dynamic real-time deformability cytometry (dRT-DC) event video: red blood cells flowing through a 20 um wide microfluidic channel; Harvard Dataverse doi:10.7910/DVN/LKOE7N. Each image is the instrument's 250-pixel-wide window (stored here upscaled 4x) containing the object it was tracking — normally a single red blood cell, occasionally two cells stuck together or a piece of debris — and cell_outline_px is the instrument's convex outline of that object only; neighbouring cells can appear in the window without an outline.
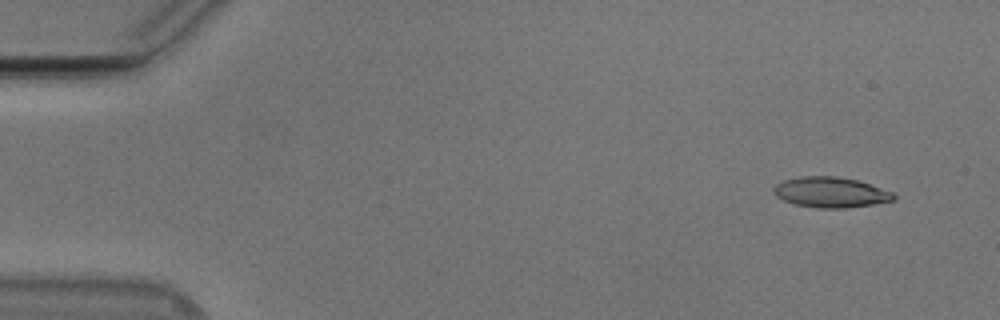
{"species": "Egyptian fruit bat (a non-hibernating species)", "species_latin": "Rousettus aegyptiacus", "temperature_condition": "cold", "stored_images_in_passage": 52, "camera_frame_rate_fps": 3000, "um_per_image_px": 0.085, "animal": {"sex": "male"}, "frame": {"image": 1, "passage_image": 2, "time_ms": 0.333, "image_size_px": [1000, 320], "cell_outline_px": [[896, 200], [872, 204], [844, 208], [820, 208], [796, 204], [784, 200], [776, 196], [772, 192], [772, 188], [776, 184], [784, 180], [800, 176], [836, 176], [856, 180], [892, 192], [896, 196]], "centroid_in_image_um": [70.57, 16.34], "position_along_channel_um": 14.4, "area_um2": 21.1}}
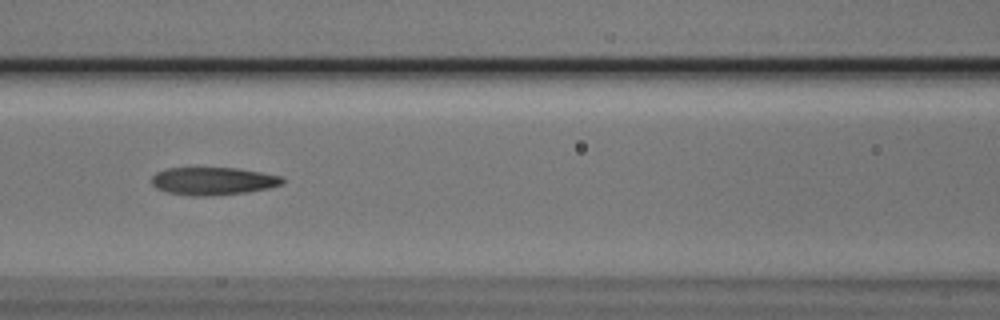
{"frame": {"image": 2, "passage_image": 22, "time_ms": 7.0, "image_size_px": [1000, 320], "cell_outline_px": [[284, 180], [280, 184], [268, 188], [244, 192], [208, 196], [192, 196], [168, 192], [156, 188], [152, 184], [152, 176], [156, 172], [168, 168], [236, 168], [260, 172], [280, 176]], "centroid_in_image_um": [18.06, 15.39], "position_along_channel_um": 148.5, "area_um2": 20.87}}
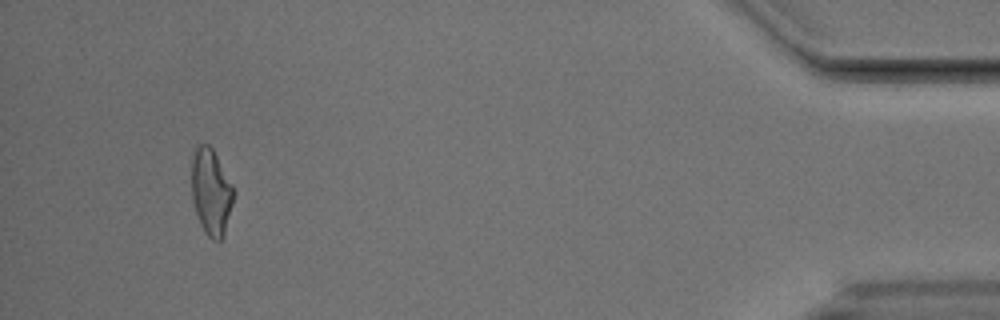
{"frame": {"image": 3, "passage_image": 49, "time_ms": 16.0, "image_size_px": [1000, 320], "cell_outline_px": [[236, 192], [224, 236], [220, 240], [212, 240], [204, 232], [200, 224], [192, 200], [192, 148], [196, 144], [208, 144], [212, 148], [236, 188]], "centroid_in_image_um": [17.96, 16.28], "position_along_channel_um": 417.2, "area_um2": 21.73}, "authors_computed_cell_mechanics": {"area_um2": 21.3571, "velocity_mm_per_s": 3.7838, "shape_relaxation_time_tau1_ms": 8.0461, "shape_relaxation_time_tau2_ms": 3.3696, "deformation_change_tau1": 0.2098, "deformation_change_tau2": 0.1314}}